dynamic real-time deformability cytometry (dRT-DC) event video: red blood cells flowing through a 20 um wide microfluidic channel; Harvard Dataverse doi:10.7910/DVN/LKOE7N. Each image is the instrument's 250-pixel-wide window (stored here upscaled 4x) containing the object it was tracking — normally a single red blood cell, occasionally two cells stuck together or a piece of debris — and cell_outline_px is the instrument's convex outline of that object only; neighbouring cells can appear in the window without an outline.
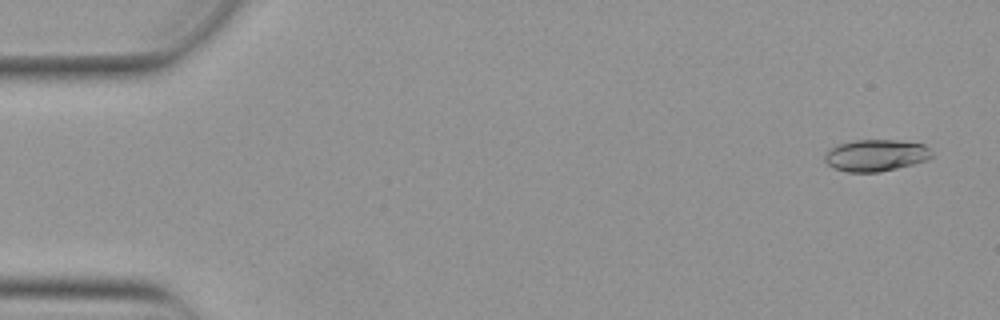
{"species": "Egyptian fruit bat (a non-hibernating species)", "species_latin": "Rousettus aegyptiacus", "temperature_condition": "warm", "stored_images_in_passage": 53, "camera_frame_rate_fps": 3000, "um_per_image_px": 0.085, "animal": {"sex": "female"}, "frame": {"image": 1, "passage_image": 3, "time_ms": 0.667, "image_size_px": [1000, 320], "cell_outline_px": [[932, 156], [928, 160], [880, 172], [848, 172], [836, 168], [828, 164], [824, 160], [824, 156], [832, 148], [840, 144], [856, 140], [896, 140], [924, 144], [932, 152]], "centroid_in_image_um": [74.48, 13.2], "position_along_channel_um": 10.5, "area_um2": 19.54}}
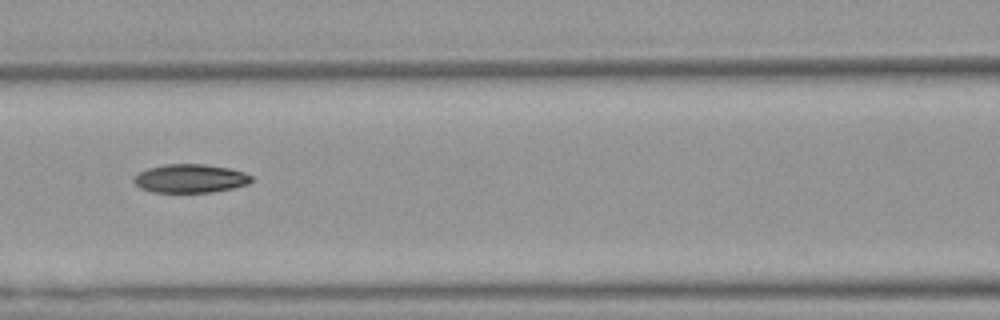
{"frame": {"image": 2, "passage_image": 24, "time_ms": 7.667, "image_size_px": [1000, 320], "cell_outline_px": [[252, 180], [248, 184], [232, 188], [212, 192], [152, 192], [140, 188], [132, 180], [140, 172], [148, 168], [164, 164], [204, 164], [228, 168], [244, 172], [252, 176]], "centroid_in_image_um": [16.17, 15.17], "position_along_channel_um": 150.4, "area_um2": 19.48}}
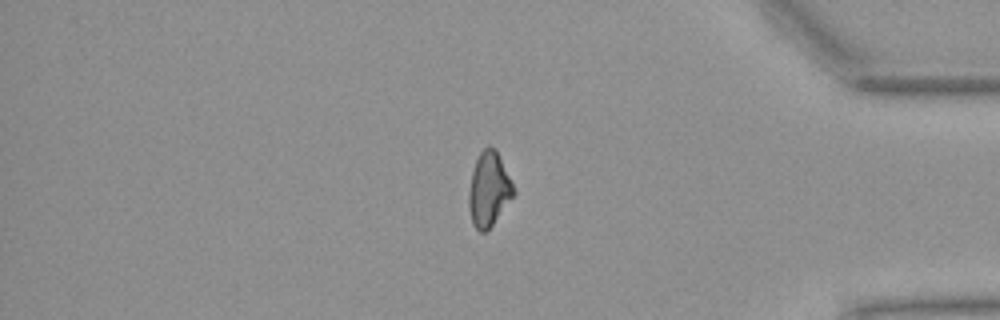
{"frame": {"image": 3, "passage_image": 45, "time_ms": 14.667, "image_size_px": [1000, 320], "cell_outline_px": [[516, 192], [492, 224], [484, 232], [480, 232], [472, 224], [468, 204], [468, 192], [472, 172], [476, 160], [480, 152], [488, 144], [496, 148]], "centroid_in_image_um": [41.53, 16.06], "position_along_channel_um": 393.7, "area_um2": 19.19}, "authors_computed_cell_mechanics": {"area_um2": 19.5942, "velocity_mm_per_s": 3.8778, "shape_relaxation_time_tau1_ms": 7.7602, "shape_relaxation_time_tau2_ms": 10.8633, "deformation_change_tau1": 0.1892, "deformation_change_tau2": 0.1918}}